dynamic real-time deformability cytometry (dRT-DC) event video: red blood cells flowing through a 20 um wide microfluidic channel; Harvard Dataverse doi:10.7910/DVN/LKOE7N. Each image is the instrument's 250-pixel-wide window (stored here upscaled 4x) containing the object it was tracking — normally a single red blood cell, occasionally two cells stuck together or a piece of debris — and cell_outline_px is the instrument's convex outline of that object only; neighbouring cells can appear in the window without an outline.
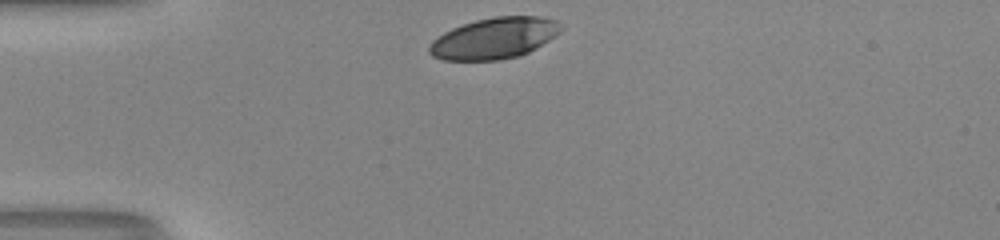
{"species": "human", "species_latin": "Homo sapiens", "temperature_condition": "room temperature", "stored_images_in_passage": 29, "camera_frame_rate_fps": 3000, "um_per_image_px": 0.085, "donor": {"sex": "male"}, "frame": {"image": 1, "passage_image": 1, "time_ms": 0.0, "image_size_px": [1000, 240], "cell_outline_px": [[564, 28], [560, 32], [536, 48], [520, 56], [500, 60], [444, 60], [432, 56], [428, 52], [428, 48], [432, 40], [444, 32], [452, 28], [476, 20], [496, 16], [540, 16], [556, 20]], "centroid_in_image_um": [42.01, 3.25], "position_along_channel_um": 43.0, "area_um2": 31.62}}
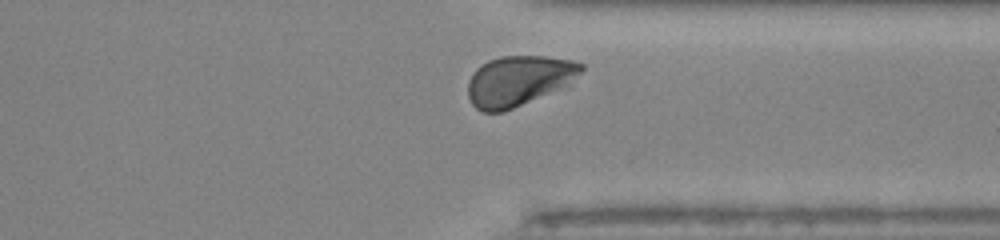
{"frame": {"image": 2, "passage_image": 27, "time_ms": 8.667, "image_size_px": [1000, 240], "cell_outline_px": [[584, 68], [568, 88], [504, 112], [484, 112], [476, 108], [472, 104], [468, 96], [468, 80], [472, 72], [480, 64], [488, 60], [500, 56], [548, 56], [572, 60], [584, 64]], "centroid_in_image_um": [44.13, 6.88], "position_along_channel_um": 367.3, "area_um2": 34.16}, "authors_computed_cell_mechanics": {"area_um2": 33.0616, "velocity_mm_per_s": 4.1071, "shape_relaxation_time_tau1_ms": 2.6752, "shape_relaxation_time_tau2_ms": null, "deformation_change_tau1": 0.1408, "deformation_change_tau2": null}}